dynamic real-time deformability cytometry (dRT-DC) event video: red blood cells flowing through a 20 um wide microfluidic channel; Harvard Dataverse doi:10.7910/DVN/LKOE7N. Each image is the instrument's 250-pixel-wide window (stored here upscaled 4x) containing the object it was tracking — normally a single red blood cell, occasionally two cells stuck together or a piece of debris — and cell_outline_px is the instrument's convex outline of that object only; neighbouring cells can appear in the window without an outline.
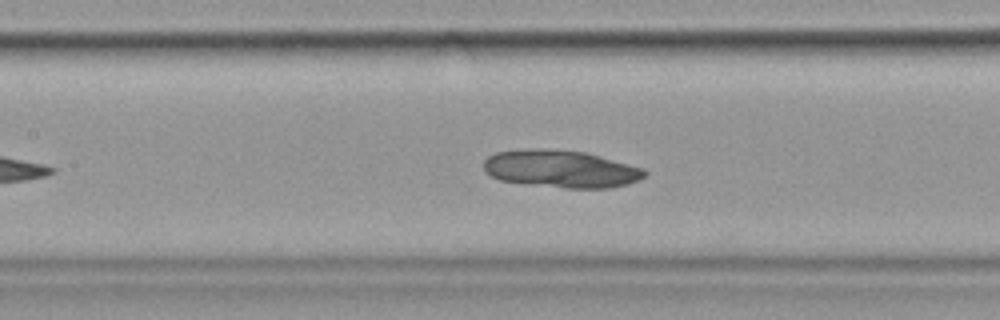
{"species": "common noctule bat (a hibernating species)", "species_latin": "Nyctalus noctula", "temperature_condition": "cold", "stored_images_in_passage": 43, "camera_frame_rate_fps": 3000, "um_per_image_px": 0.085, "animal": {"sex": "female", "body_mass_g": 19.9}, "frame": {"image": 1, "passage_image": 17, "time_ms": 5.333, "image_size_px": [1000, 320], "cell_outline_px": [[648, 172], [644, 176], [628, 184], [608, 188], [564, 188], [500, 180], [484, 172], [484, 160], [488, 156], [496, 152], [536, 148], [540, 148], [588, 152], [644, 168]], "centroid_in_image_um": [47.69, 14.35], "position_along_channel_um": 159.7, "area_um2": 35.14}}
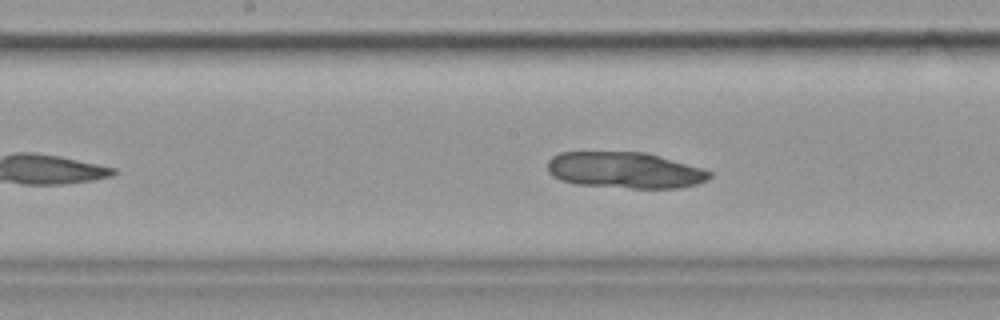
{"frame": {"image": 2, "passage_image": 20, "time_ms": 6.333, "image_size_px": [1000, 320], "cell_outline_px": [[712, 176], [708, 180], [696, 184], [680, 188], [632, 188], [576, 184], [560, 180], [552, 176], [548, 172], [548, 160], [552, 156], [560, 152], [644, 152], [660, 156], [700, 168], [712, 172]], "centroid_in_image_um": [53.09, 14.47], "position_along_channel_um": 195.1, "area_um2": 34.16}}